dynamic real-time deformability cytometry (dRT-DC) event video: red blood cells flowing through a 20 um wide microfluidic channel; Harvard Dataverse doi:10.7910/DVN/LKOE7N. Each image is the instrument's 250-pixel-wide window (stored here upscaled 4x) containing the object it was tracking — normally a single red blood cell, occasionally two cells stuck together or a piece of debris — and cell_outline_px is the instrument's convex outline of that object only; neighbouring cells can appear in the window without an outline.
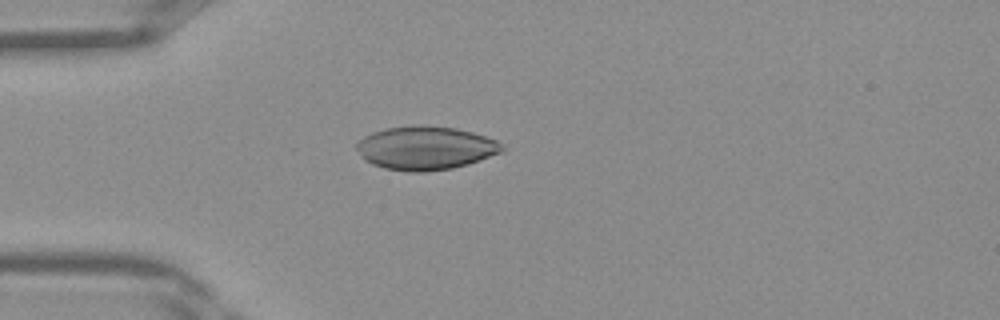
{"species": "Egyptian fruit bat (a non-hibernating species)", "species_latin": "Rousettus aegyptiacus", "temperature_condition": "warm", "stored_images_in_passage": 30, "camera_frame_rate_fps": 3000, "um_per_image_px": 0.085, "frame": {"image": 1, "passage_image": 1, "time_ms": 0.0, "image_size_px": [1000, 320], "cell_outline_px": [[504, 152], [468, 164], [452, 168], [424, 172], [408, 172], [384, 168], [372, 164], [364, 160], [356, 148], [356, 144], [364, 136], [372, 132], [384, 128], [412, 124], [456, 128], [472, 132], [496, 140], [504, 148]], "centroid_in_image_um": [36.15, 12.58], "position_along_channel_um": 48.8, "area_um2": 37.11}}
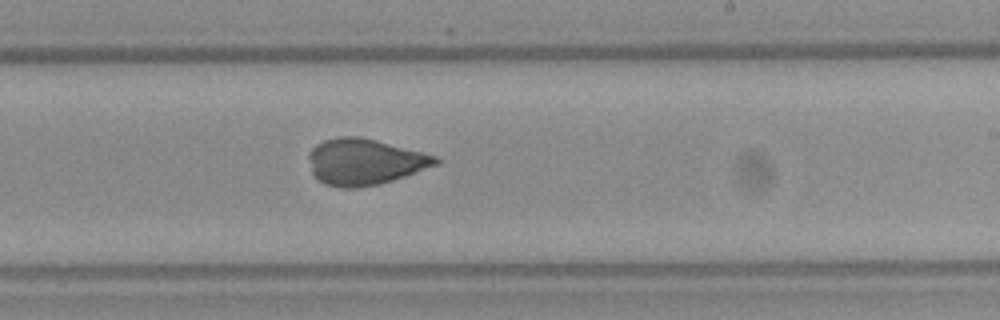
{"frame": {"image": 2, "passage_image": 14, "time_ms": 4.333, "image_size_px": [1000, 320], "cell_outline_px": [[440, 164], [380, 184], [356, 188], [340, 188], [324, 184], [312, 172], [308, 160], [308, 152], [316, 144], [324, 140], [340, 136], [360, 136], [376, 140], [436, 156], [440, 160]], "centroid_in_image_um": [30.97, 13.75], "position_along_channel_um": 258.0, "area_um2": 34.1}}
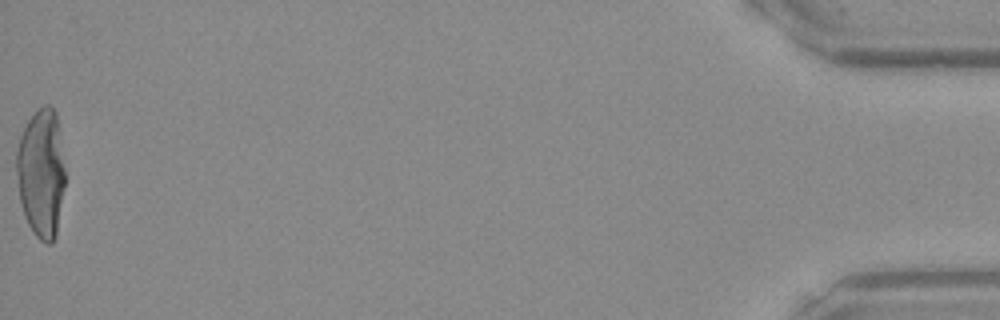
{"frame": {"image": 3, "passage_image": 30, "time_ms": 9.667, "image_size_px": [1000, 320], "cell_outline_px": [[64, 188], [56, 236], [52, 244], [48, 244], [40, 240], [36, 236], [28, 224], [24, 216], [20, 200], [16, 172], [16, 152], [20, 136], [28, 120], [36, 108], [44, 104], [48, 104], [56, 112], [64, 168]], "centroid_in_image_um": [3.49, 14.71], "position_along_channel_um": 431.7, "area_um2": 36.53}}